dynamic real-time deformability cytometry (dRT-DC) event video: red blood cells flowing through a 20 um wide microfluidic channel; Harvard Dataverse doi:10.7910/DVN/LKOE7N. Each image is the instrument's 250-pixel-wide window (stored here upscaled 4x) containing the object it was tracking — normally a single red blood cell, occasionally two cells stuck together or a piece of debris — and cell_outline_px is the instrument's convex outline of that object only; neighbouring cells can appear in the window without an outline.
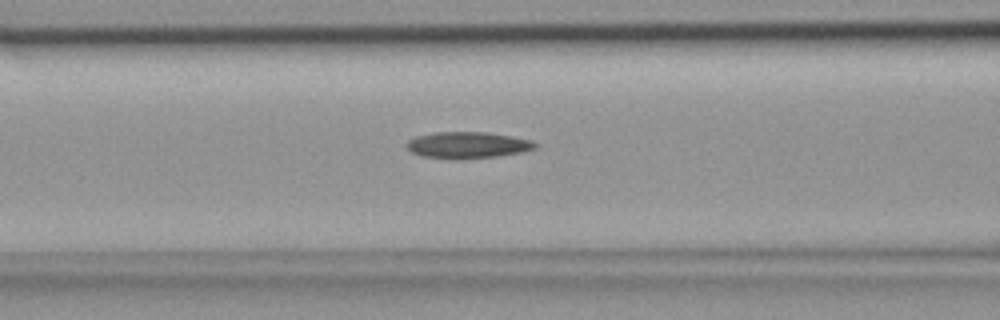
{"species": "common noctule bat (a hibernating species)", "species_latin": "Nyctalus noctula", "temperature_condition": "room temperature", "stored_images_in_passage": 5, "camera_frame_rate_fps": 3000, "um_per_image_px": 0.085, "animal": {"sex": "female", "body_mass_g": 18.4}, "frame": {"image": 1, "passage_image": 5, "time_ms": 1.333, "image_size_px": [1000, 320], "cell_outline_px": [[540, 144], [536, 148], [520, 152], [496, 156], [460, 160], [420, 156], [412, 152], [404, 144], [408, 140], [416, 136], [436, 132], [484, 132], [512, 136], [532, 140]], "centroid_in_image_um": [39.74, 12.33], "position_along_channel_um": 126.9, "area_um2": 20.0}}